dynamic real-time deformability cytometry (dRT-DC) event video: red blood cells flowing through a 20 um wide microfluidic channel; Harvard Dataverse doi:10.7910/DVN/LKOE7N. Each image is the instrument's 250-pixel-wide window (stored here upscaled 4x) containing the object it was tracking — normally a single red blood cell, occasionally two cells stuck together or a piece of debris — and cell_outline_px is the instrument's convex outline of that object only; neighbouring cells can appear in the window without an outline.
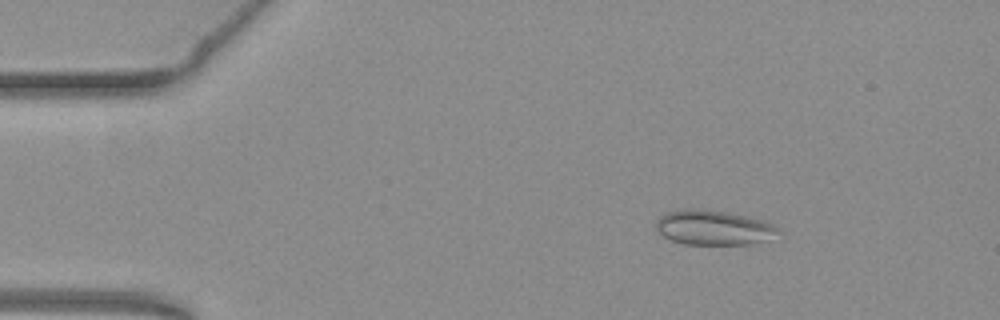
{"species": "common noctule bat (a hibernating species)", "species_latin": "Nyctalus noctula", "temperature_condition": "warm", "stored_images_in_passage": 54, "camera_frame_rate_fps": 3000, "um_per_image_px": 0.085, "animal": {"sex": "female", "body_mass_g": 19.3, "forearm_length_mm": 54.1}, "frame": {"image": 1, "passage_image": 8, "time_ms": 2.333, "image_size_px": [1000, 320], "cell_outline_px": [[784, 232], [764, 240], [748, 244], [684, 244], [672, 240], [664, 236], [656, 228], [656, 220], [660, 216], [668, 212], [684, 208], [704, 208], [728, 212], [764, 220], [780, 228]], "centroid_in_image_um": [60.67, 19.33], "position_along_channel_um": 24.3, "area_um2": 24.91}}
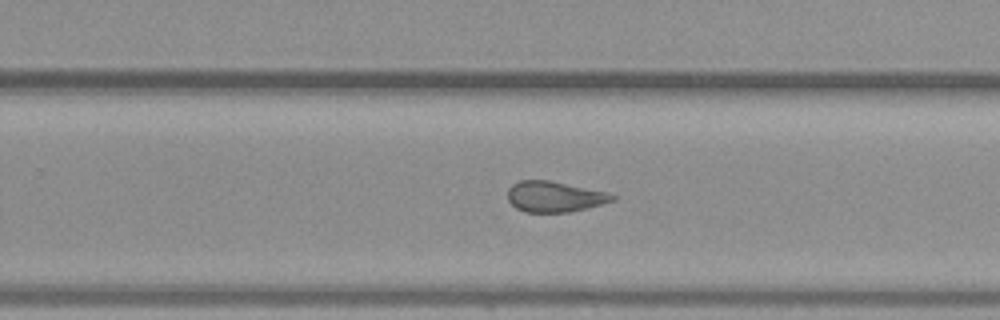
{"frame": {"image": 2, "passage_image": 34, "time_ms": 11.0, "image_size_px": [1000, 320], "cell_outline_px": [[616, 200], [588, 208], [568, 212], [524, 212], [516, 208], [508, 200], [508, 188], [512, 184], [520, 180], [548, 180], [608, 192], [616, 196]], "centroid_in_image_um": [47.14, 16.72], "position_along_channel_um": 282.7, "area_um2": 18.79}}
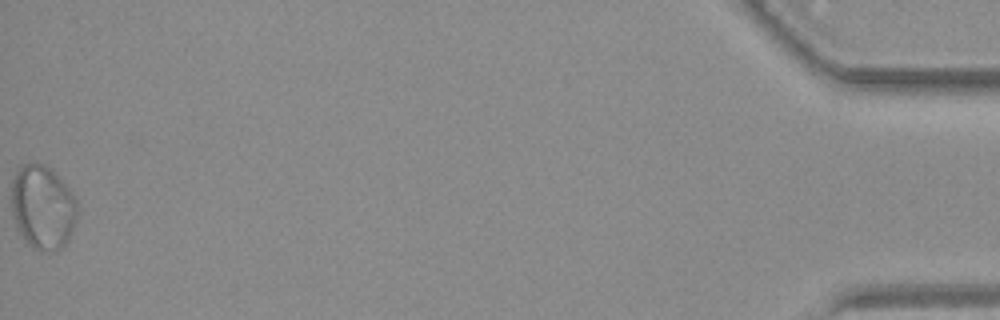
{"frame": {"image": 3, "passage_image": 54, "time_ms": 17.667, "image_size_px": [1000, 320], "cell_outline_px": [[76, 220], [68, 240], [60, 248], [48, 252], [40, 252], [32, 248], [24, 240], [16, 228], [12, 212], [12, 180], [20, 168], [24, 164], [36, 160], [52, 168], [60, 176], [72, 192], [76, 200]], "centroid_in_image_um": [3.62, 17.59], "position_along_channel_um": 431.6, "area_um2": 32.66}, "authors_computed_cell_mechanics": {"area_um2": 23.5246, "velocity_mm_per_s": 3.8145, "shape_relaxation_time_tau1_ms": null, "shape_relaxation_time_tau2_ms": 1.4294, "deformation_change_tau1": null, "deformation_change_tau2": 0.0708}}